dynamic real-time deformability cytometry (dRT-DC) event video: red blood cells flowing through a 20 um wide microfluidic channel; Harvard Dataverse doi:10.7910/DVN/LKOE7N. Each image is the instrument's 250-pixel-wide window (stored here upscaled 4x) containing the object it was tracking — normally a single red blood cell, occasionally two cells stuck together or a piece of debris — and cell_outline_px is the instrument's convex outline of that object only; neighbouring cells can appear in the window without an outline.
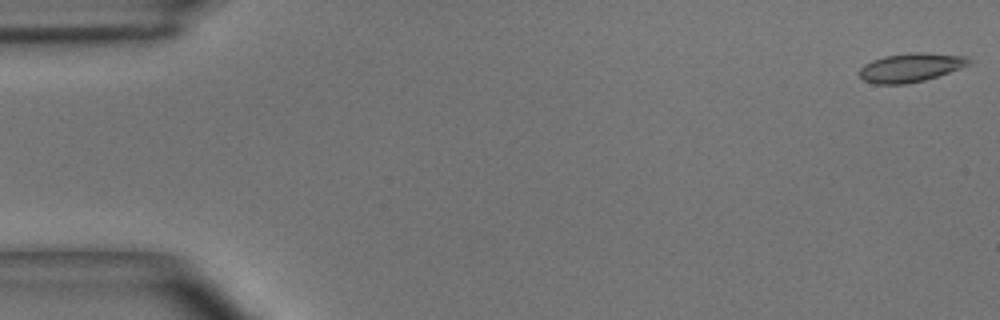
{"species": "common noctule bat (a hibernating species)", "species_latin": "Nyctalus noctula", "temperature_condition": "room temperature", "stored_images_in_passage": 55, "camera_frame_rate_fps": 3000, "um_per_image_px": 0.085, "animal": {"sex": "male", "body_mass_g": 15.6}, "frame": {"image": 1, "passage_image": 1, "time_ms": 0.0, "image_size_px": [1000, 320], "cell_outline_px": [[972, 60], [968, 64], [948, 72], [924, 80], [908, 84], [876, 84], [864, 80], [860, 76], [860, 68], [864, 64], [872, 60], [884, 56], [916, 52], [920, 52], [968, 56]], "centroid_in_image_um": [77.39, 5.73], "position_along_channel_um": 7.6, "area_um2": 18.15}}
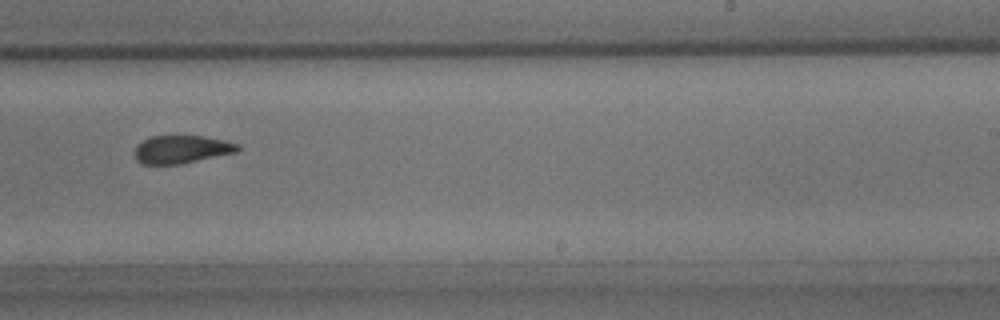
{"frame": {"image": 2, "passage_image": 34, "time_ms": 11.0, "image_size_px": [1000, 320], "cell_outline_px": [[240, 148], [236, 152], [180, 164], [140, 164], [136, 160], [136, 148], [144, 140], [152, 136], [204, 136], [224, 140], [240, 144]], "centroid_in_image_um": [15.46, 12.7], "position_along_channel_um": 273.5, "area_um2": 16.59}}
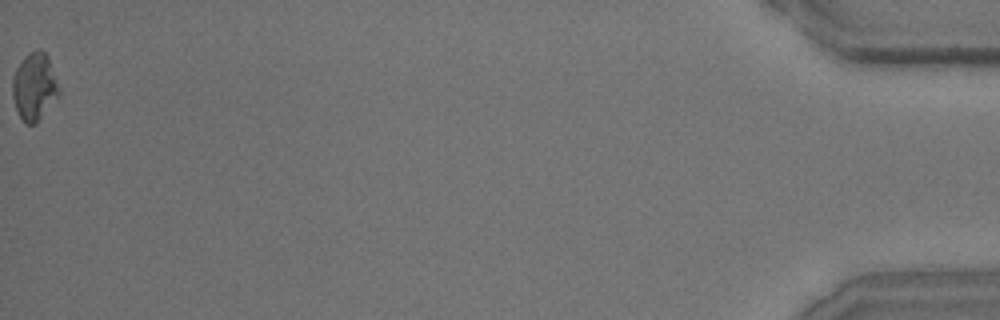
{"frame": {"image": 3, "passage_image": 55, "time_ms": 18.0, "image_size_px": [1000, 320], "cell_outline_px": [[60, 96], [36, 124], [24, 124], [16, 108], [12, 96], [12, 76], [16, 68], [24, 56], [36, 48], [40, 48], [48, 56], [60, 88]], "centroid_in_image_um": [2.93, 7.36], "position_along_channel_um": 432.3, "area_um2": 18.67}, "authors_computed_cell_mechanics": {"area_um2": 18.0336, "velocity_mm_per_s": 3.642, "shape_relaxation_time_tau1_ms": 5.4662, "shape_relaxation_time_tau2_ms": 2.5979, "deformation_change_tau1": 0.1503, "deformation_change_tau2": 0.0785}}